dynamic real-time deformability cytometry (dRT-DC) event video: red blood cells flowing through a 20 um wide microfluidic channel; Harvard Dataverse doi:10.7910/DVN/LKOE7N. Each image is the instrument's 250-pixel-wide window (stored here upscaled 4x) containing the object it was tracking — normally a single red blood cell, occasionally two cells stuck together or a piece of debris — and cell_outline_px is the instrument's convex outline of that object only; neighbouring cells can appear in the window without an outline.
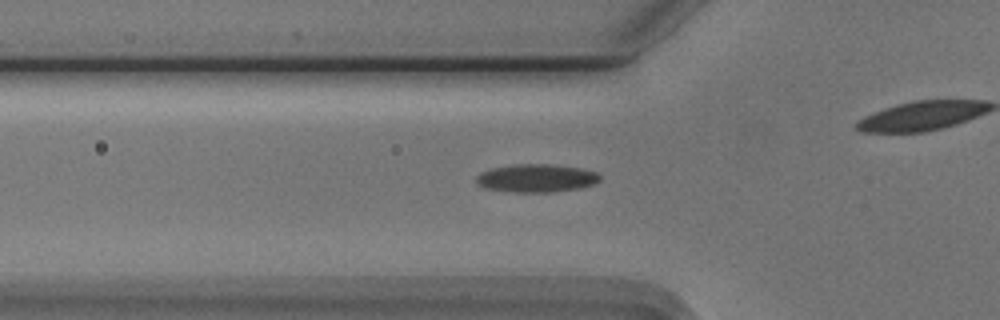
{"species": "Egyptian fruit bat (a non-hibernating species)", "species_latin": "Rousettus aegyptiacus", "temperature_condition": "cold", "stored_images_in_passage": 47, "camera_frame_rate_fps": 3000, "um_per_image_px": 0.085, "animal": {"sex": "male"}, "frame": {"image": 1, "passage_image": 15, "time_ms": 4.667, "image_size_px": [1000, 320], "cell_outline_px": [[600, 180], [596, 184], [580, 188], [552, 192], [512, 192], [484, 188], [476, 184], [476, 176], [480, 172], [492, 168], [512, 164], [548, 164], [580, 168], [596, 172], [600, 176]], "centroid_in_image_um": [45.57, 15.15], "position_along_channel_um": 80.2, "area_um2": 20.4}}
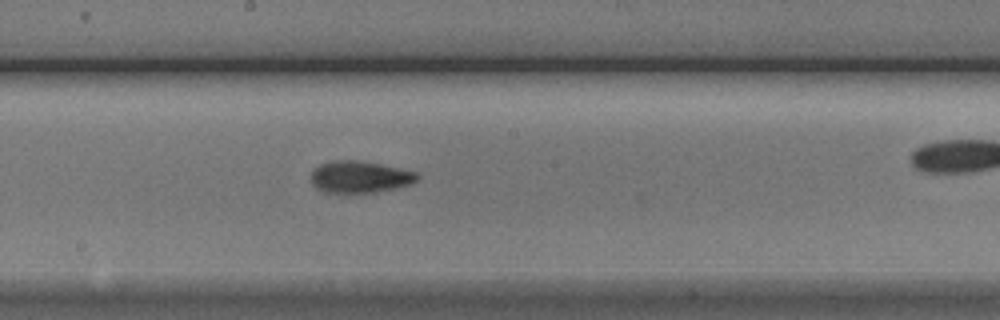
{"frame": {"image": 2, "passage_image": 26, "time_ms": 8.333, "image_size_px": [1000, 320], "cell_outline_px": [[420, 176], [412, 184], [396, 188], [372, 192], [324, 192], [316, 188], [312, 184], [312, 172], [320, 164], [336, 160], [356, 160], [380, 164], [416, 172]], "centroid_in_image_um": [30.59, 15.03], "position_along_channel_um": 217.6, "area_um2": 19.42}}
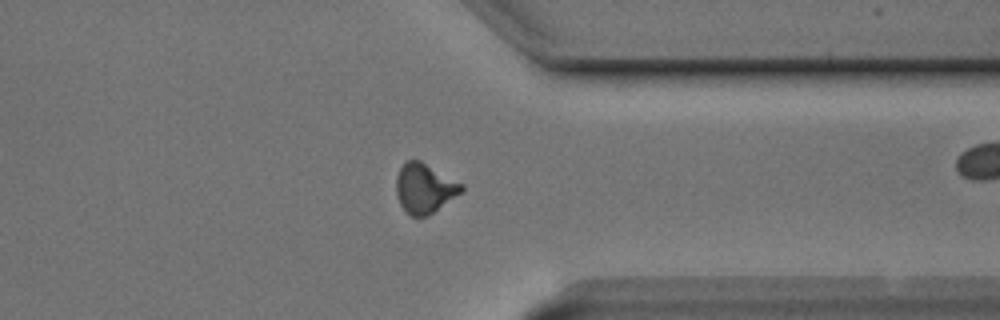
{"frame": {"image": 3, "passage_image": 39, "time_ms": 12.667, "image_size_px": [1000, 320], "cell_outline_px": [[464, 188], [460, 192], [428, 216], [412, 216], [400, 204], [396, 192], [396, 176], [400, 168], [408, 160], [420, 160], [464, 184]], "centroid_in_image_um": [36.07, 15.98], "position_along_channel_um": 375.3, "area_um2": 18.55}}